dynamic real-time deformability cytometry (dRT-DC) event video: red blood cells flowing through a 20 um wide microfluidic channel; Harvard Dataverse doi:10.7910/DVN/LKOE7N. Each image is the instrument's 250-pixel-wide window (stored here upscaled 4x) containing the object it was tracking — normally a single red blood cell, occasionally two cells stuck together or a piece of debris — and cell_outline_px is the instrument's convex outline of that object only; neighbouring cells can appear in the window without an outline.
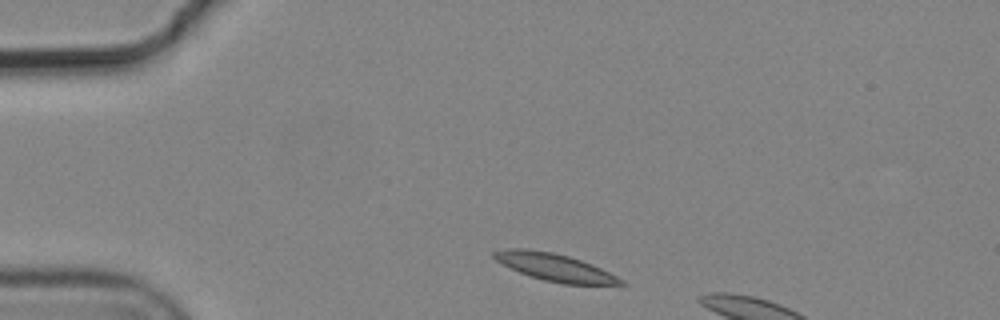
{"species": "common noctule bat (a hibernating species)", "species_latin": "Nyctalus noctula", "temperature_condition": "cold", "stored_images_in_passage": 2, "camera_frame_rate_fps": 3000, "um_per_image_px": 0.085, "animal": {"sex": "male", "body_mass_g": 19.2, "forearm_length_mm": 51.8}, "frame": {"image": 1, "passage_image": 1, "time_ms": 0.0, "image_size_px": [1000, 320], "cell_outline_px": [[628, 284], [564, 284], [544, 280], [520, 272], [496, 260], [492, 256], [492, 252], [508, 248], [524, 248], [552, 252], [568, 256], [592, 264], [624, 280]], "centroid_in_image_um": [47.15, 22.71], "position_along_channel_um": 37.8, "area_um2": 19.88}}